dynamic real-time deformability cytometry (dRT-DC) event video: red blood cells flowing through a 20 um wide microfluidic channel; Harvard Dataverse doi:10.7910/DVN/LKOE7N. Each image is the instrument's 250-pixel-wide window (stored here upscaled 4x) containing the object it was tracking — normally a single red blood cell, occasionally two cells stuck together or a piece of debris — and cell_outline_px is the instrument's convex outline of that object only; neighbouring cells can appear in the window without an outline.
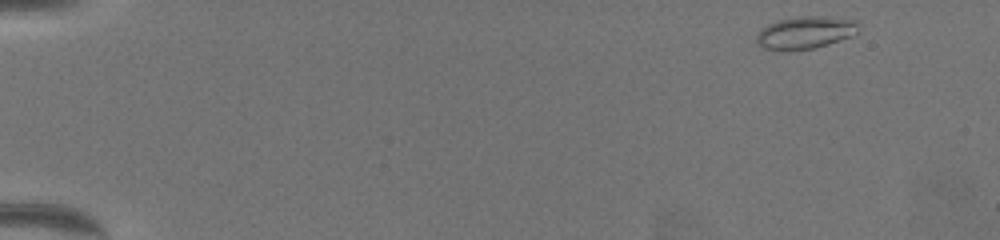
{"species": "common noctule bat (a hibernating species)", "species_latin": "Nyctalus noctula", "temperature_condition": "warm", "stored_images_in_passage": 59, "camera_frame_rate_fps": 3000, "um_per_image_px": 0.085, "animal": {"sex": "female", "body_mass_g": 19.5, "forearm_length_mm": 54.1}, "frame": {"image": 1, "passage_image": 1, "time_ms": 0.0, "image_size_px": [1000, 240], "cell_outline_px": [[856, 36], [816, 48], [788, 52], [776, 52], [764, 48], [756, 40], [756, 36], [760, 28], [768, 24], [780, 20], [800, 16], [828, 16], [856, 20]], "centroid_in_image_um": [68.43, 2.8], "position_along_channel_um": 16.6, "area_um2": 19.83}}
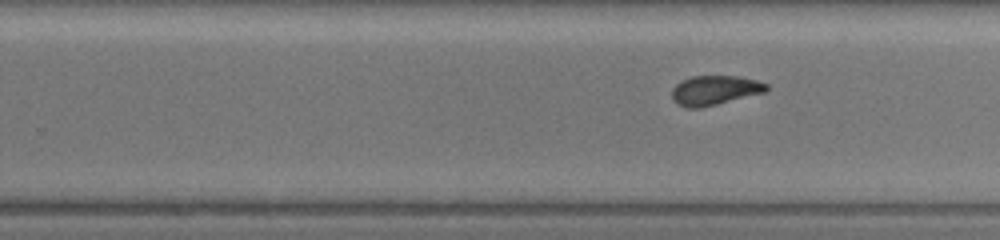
{"frame": {"image": 2, "passage_image": 37, "time_ms": 12.0, "image_size_px": [1000, 240], "cell_outline_px": [[768, 88], [764, 92], [716, 104], [696, 108], [684, 108], [676, 104], [672, 100], [672, 88], [680, 80], [692, 76], [736, 76], [756, 80], [768, 84]], "centroid_in_image_um": [60.69, 7.67], "position_along_channel_um": 269.1, "area_um2": 16.18}}
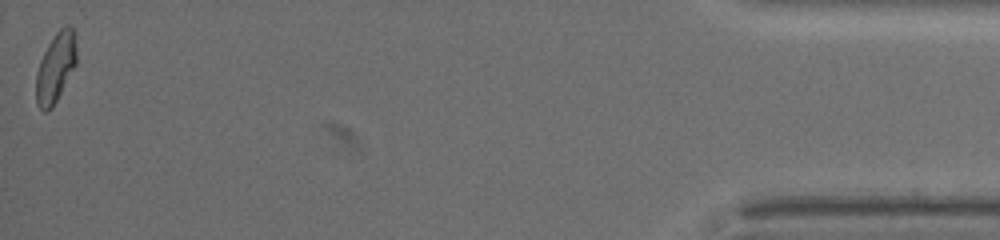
{"frame": {"image": 3, "passage_image": 59, "time_ms": 19.333, "image_size_px": [1000, 240], "cell_outline_px": [[76, 64], [52, 108], [48, 112], [44, 112], [36, 104], [36, 72], [40, 60], [48, 44], [56, 32], [64, 24], [68, 24], [76, 32]], "centroid_in_image_um": [4.73, 5.71], "position_along_channel_um": 430.5, "area_um2": 16.53}, "authors_computed_cell_mechanics": {"area_um2": 16.6464, "velocity_mm_per_s": 3.3558, "shape_relaxation_time_tau1_ms": 7.1617, "shape_relaxation_time_tau2_ms": 1.6757, "deformation_change_tau1": 0.2003, "deformation_change_tau2": 0.0765}}